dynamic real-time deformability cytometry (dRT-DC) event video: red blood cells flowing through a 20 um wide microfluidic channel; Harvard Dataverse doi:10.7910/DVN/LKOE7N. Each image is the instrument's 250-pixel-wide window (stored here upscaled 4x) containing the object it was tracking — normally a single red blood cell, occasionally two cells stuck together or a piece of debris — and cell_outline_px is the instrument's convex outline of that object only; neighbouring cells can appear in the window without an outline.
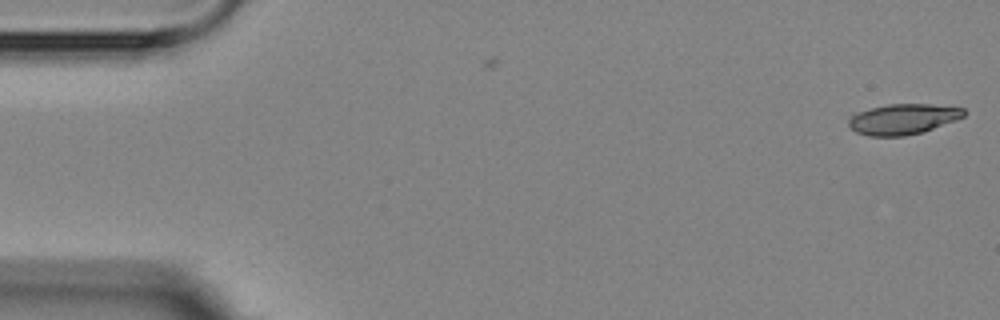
{"species": "Egyptian fruit bat (a non-hibernating species)", "species_latin": "Rousettus aegyptiacus", "temperature_condition": "room temperature", "stored_images_in_passage": 2, "camera_frame_rate_fps": 3000, "um_per_image_px": 0.085, "animal": {"sex": "female"}, "frame": {"image": 1, "passage_image": 2, "time_ms": 1.0, "image_size_px": [1000, 320], "cell_outline_px": [[968, 112], [964, 116], [956, 120], [924, 132], [904, 136], [868, 136], [856, 132], [848, 124], [848, 116], [856, 112], [888, 104], [932, 104], [964, 108]], "centroid_in_image_um": [76.76, 10.12], "position_along_channel_um": 8.2, "area_um2": 20.69}}